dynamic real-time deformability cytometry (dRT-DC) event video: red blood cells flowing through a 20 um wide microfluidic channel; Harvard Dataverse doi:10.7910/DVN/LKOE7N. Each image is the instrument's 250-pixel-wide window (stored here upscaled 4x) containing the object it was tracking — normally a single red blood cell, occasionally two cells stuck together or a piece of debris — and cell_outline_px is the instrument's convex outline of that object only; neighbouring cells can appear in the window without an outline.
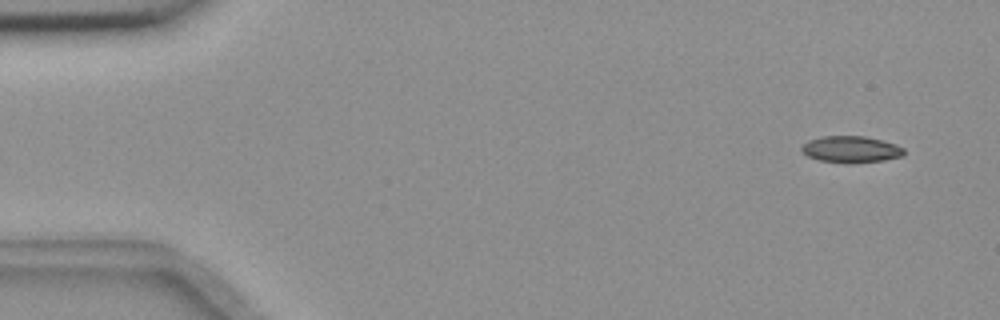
{"species": "common noctule bat (a hibernating species)", "species_latin": "Nyctalus noctula", "temperature_condition": "room temperature", "stored_images_in_passage": 5, "camera_frame_rate_fps": 3000, "um_per_image_px": 0.085, "animal": {"sex": "female", "body_mass_g": 18.4}, "frame": {"image": 1, "passage_image": 1, "time_ms": 0.0, "image_size_px": [1000, 320], "cell_outline_px": [[904, 156], [884, 160], [852, 164], [848, 164], [820, 160], [808, 156], [800, 148], [808, 140], [820, 136], [864, 136], [896, 144], [904, 148]], "centroid_in_image_um": [72.35, 12.7], "position_along_channel_um": 12.7, "area_um2": 15.95}}
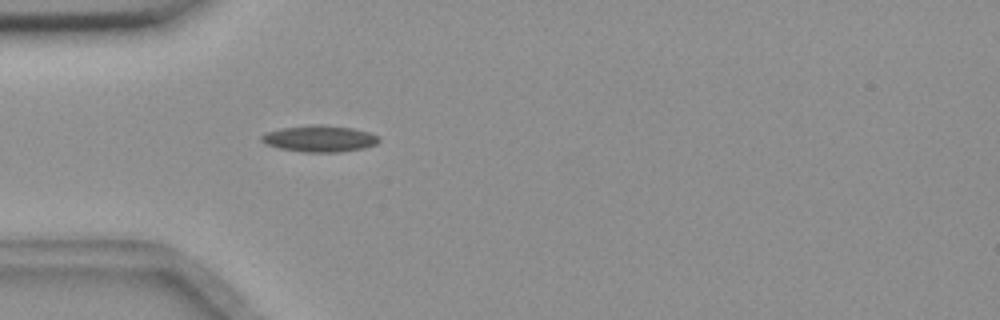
{"frame": {"image": 2, "passage_image": 5, "time_ms": 1.333, "image_size_px": [1000, 320], "cell_outline_px": [[380, 140], [376, 144], [364, 148], [336, 152], [304, 152], [280, 148], [268, 144], [260, 140], [260, 136], [268, 132], [280, 128], [312, 124], [324, 124], [352, 128], [368, 132], [380, 136]], "centroid_in_image_um": [27.18, 11.77], "position_along_channel_um": 57.8, "area_um2": 18.09}}